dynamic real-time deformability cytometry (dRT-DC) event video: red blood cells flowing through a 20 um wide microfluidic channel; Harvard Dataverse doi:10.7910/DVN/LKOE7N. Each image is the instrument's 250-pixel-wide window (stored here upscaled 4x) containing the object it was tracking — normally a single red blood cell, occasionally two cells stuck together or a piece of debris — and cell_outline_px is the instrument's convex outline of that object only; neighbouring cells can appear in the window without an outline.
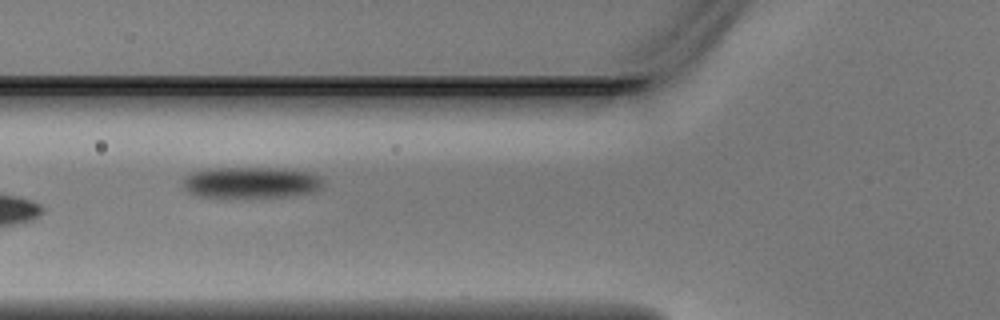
{"species": "Egyptian fruit bat (a non-hibernating species)", "species_latin": "Rousettus aegyptiacus", "temperature_condition": "warm", "stored_images_in_passage": 8, "camera_frame_rate_fps": 3000, "um_per_image_px": 0.085, "animal": {"sex": "male"}, "frame": {"image": 1, "passage_image": 8, "time_ms": 2.333, "image_size_px": [1000, 320], "cell_outline_px": [[320, 188], [312, 192], [292, 196], [196, 196], [188, 192], [184, 188], [180, 180], [184, 176], [192, 172], [208, 168], [284, 168], [308, 172], [320, 176]], "centroid_in_image_um": [21.27, 15.49], "position_along_channel_um": 104.5, "area_um2": 25.32}}